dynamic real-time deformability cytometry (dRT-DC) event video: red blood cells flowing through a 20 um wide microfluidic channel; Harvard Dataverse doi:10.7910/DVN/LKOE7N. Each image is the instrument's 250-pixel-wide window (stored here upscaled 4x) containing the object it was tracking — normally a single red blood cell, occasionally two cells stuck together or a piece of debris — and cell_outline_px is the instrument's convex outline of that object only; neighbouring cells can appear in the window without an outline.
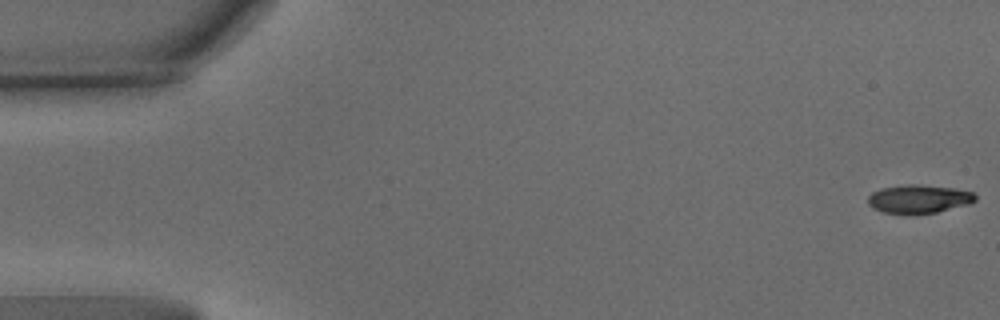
{"species": "common noctule bat (a hibernating species)", "species_latin": "Nyctalus noctula", "temperature_condition": "warm", "stored_images_in_passage": 20, "camera_frame_rate_fps": 3000, "um_per_image_px": 0.085, "animal": {"sex": "male", "body_mass_g": 15.6}, "frame": {"image": 1, "passage_image": 1, "time_ms": 0.0, "image_size_px": [1000, 320], "cell_outline_px": [[976, 200], [972, 204], [936, 212], [884, 212], [872, 208], [868, 204], [868, 196], [872, 192], [880, 188], [908, 184], [912, 184], [952, 188], [976, 192]], "centroid_in_image_um": [78.14, 16.89], "position_along_channel_um": 6.9, "area_um2": 17.51}}